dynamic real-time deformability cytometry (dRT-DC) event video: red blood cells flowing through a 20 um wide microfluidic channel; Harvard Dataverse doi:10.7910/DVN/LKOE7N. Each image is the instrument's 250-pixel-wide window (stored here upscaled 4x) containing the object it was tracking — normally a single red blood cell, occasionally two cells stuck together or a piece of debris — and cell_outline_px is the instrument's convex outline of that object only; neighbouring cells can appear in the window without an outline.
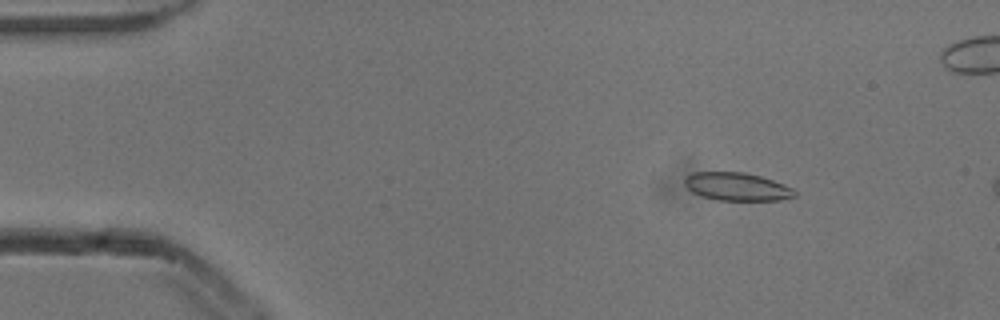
{"species": "common noctule bat (a hibernating species)", "species_latin": "Nyctalus noctula", "temperature_condition": "cold", "stored_images_in_passage": 3, "camera_frame_rate_fps": 3000, "um_per_image_px": 0.085, "animal": {"sex": "male", "body_mass_g": 13.3}, "frame": {"image": 1, "passage_image": 2, "time_ms": 0.333, "image_size_px": [1000, 320], "cell_outline_px": [[796, 196], [780, 200], [716, 200], [692, 192], [684, 184], [684, 176], [692, 172], [744, 172], [760, 176], [772, 180], [792, 188], [796, 192]], "centroid_in_image_um": [62.61, 15.86], "position_along_channel_um": 22.4, "area_um2": 17.92}}